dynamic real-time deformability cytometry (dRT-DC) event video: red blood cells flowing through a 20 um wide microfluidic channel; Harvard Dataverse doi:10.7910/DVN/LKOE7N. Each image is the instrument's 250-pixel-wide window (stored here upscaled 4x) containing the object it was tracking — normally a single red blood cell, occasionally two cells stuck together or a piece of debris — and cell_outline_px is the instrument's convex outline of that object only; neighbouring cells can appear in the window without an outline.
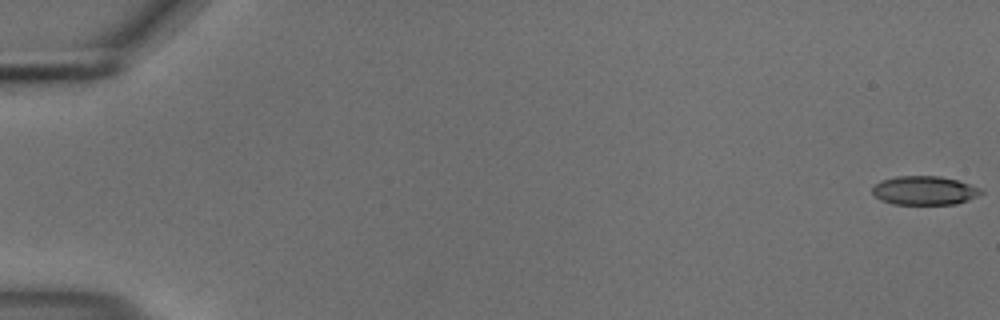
{"species": "common noctule bat (a hibernating species)", "species_latin": "Nyctalus noctula", "temperature_condition": "cold", "stored_images_in_passage": 56, "camera_frame_rate_fps": 3000, "um_per_image_px": 0.085, "animal": {"sex": "male", "body_mass_g": 18.8}, "frame": {"image": 1, "passage_image": 1, "time_ms": 0.0, "image_size_px": [1000, 320], "cell_outline_px": [[984, 192], [968, 200], [956, 204], [892, 204], [880, 200], [872, 192], [872, 188], [880, 180], [896, 176], [940, 176], [956, 180], [980, 188]], "centroid_in_image_um": [78.55, 16.19], "position_along_channel_um": 6.5, "area_um2": 18.21}}
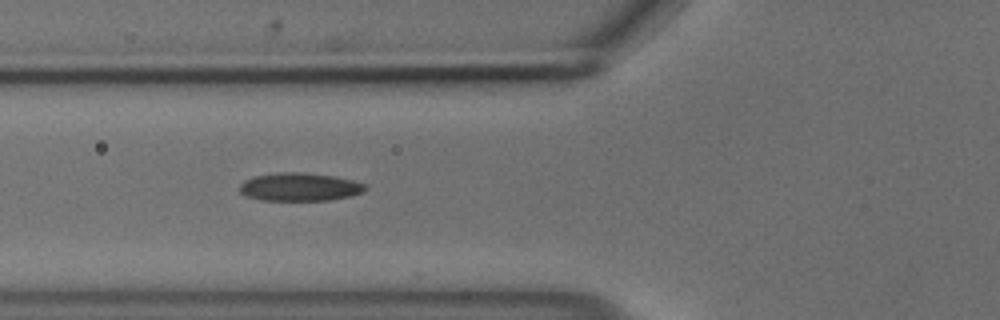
{"frame": {"image": 2, "passage_image": 22, "time_ms": 7.0, "image_size_px": [1000, 320], "cell_outline_px": [[368, 188], [364, 192], [352, 196], [328, 200], [260, 200], [244, 196], [240, 192], [240, 184], [244, 180], [252, 176], [280, 172], [300, 172], [332, 176], [352, 180], [364, 184]], "centroid_in_image_um": [25.44, 15.89], "position_along_channel_um": 100.4, "area_um2": 20.69}}
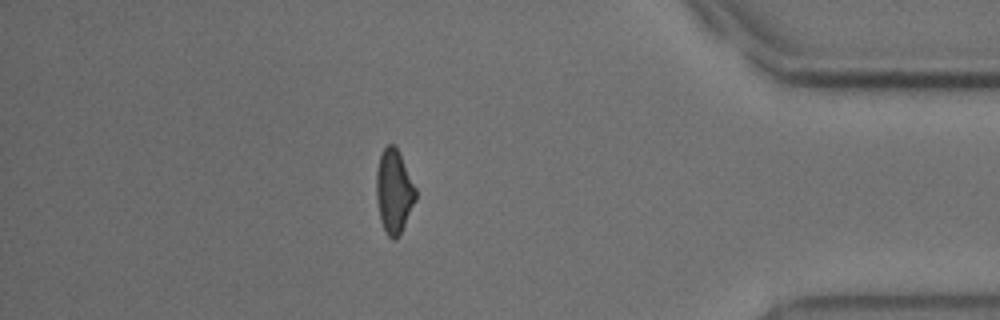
{"frame": {"image": 3, "passage_image": 49, "time_ms": 16.0, "image_size_px": [1000, 320], "cell_outline_px": [[416, 200], [400, 236], [396, 240], [392, 240], [388, 236], [380, 220], [376, 196], [376, 172], [380, 156], [384, 148], [388, 144], [396, 144], [400, 152], [416, 188]], "centroid_in_image_um": [33.5, 16.27], "position_along_channel_um": 401.7, "area_um2": 19.48}, "authors_computed_cell_mechanics": {"area_um2": 19.8254, "velocity_mm_per_s": 3.7033, "shape_relaxation_time_tau1_ms": 7.6221, "shape_relaxation_time_tau2_ms": 3.055, "deformation_change_tau1": 0.1652, "deformation_change_tau2": 0.0972}}